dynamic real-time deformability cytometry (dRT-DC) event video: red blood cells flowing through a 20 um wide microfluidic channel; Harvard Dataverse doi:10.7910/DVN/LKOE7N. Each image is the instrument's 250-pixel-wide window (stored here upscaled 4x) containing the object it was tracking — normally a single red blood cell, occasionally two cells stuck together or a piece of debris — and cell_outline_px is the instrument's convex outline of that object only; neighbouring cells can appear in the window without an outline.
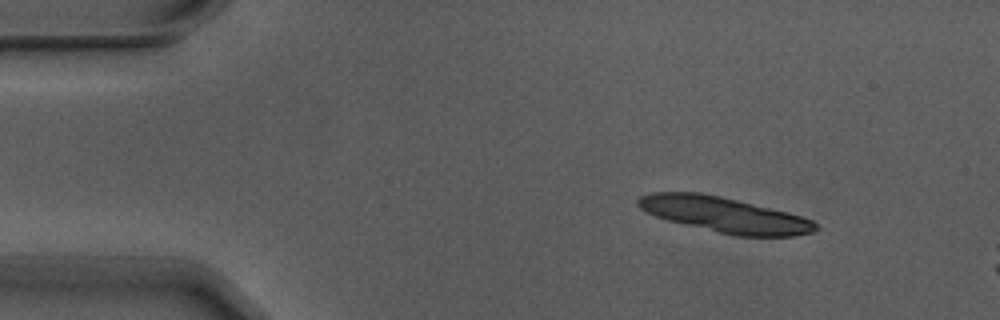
{"species": "Egyptian fruit bat (a non-hibernating species)", "species_latin": "Rousettus aegyptiacus", "temperature_condition": "warm", "stored_images_in_passage": 3, "camera_frame_rate_fps": 3000, "um_per_image_px": 0.085, "animal": {"sex": "male"}, "frame": {"image": 1, "passage_image": 1, "time_ms": 0.0, "image_size_px": [1000, 320], "cell_outline_px": [[820, 228], [812, 232], [792, 236], [736, 236], [668, 220], [656, 216], [640, 208], [636, 204], [636, 200], [640, 196], [652, 192], [700, 192], [720, 196], [788, 212], [812, 220]], "centroid_in_image_um": [61.57, 18.24], "position_along_channel_um": 23.4, "area_um2": 36.18}}